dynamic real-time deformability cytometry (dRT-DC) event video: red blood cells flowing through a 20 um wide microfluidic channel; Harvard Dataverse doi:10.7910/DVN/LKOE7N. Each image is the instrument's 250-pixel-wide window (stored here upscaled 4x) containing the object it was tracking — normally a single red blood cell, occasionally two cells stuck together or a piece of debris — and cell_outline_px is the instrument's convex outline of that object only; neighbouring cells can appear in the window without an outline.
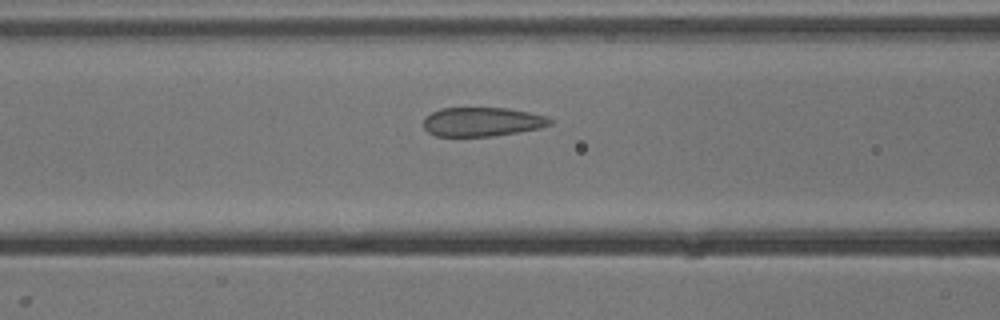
{"species": "common noctule bat (a hibernating species)", "species_latin": "Nyctalus noctula", "temperature_condition": "cold", "stored_images_in_passage": 12, "camera_frame_rate_fps": 3000, "um_per_image_px": 0.085, "animal": {"sex": "male", "body_mass_g": 13.3}, "frame": {"image": 1, "passage_image": 10, "time_ms": 3.0, "image_size_px": [1000, 320], "cell_outline_px": [[552, 124], [540, 128], [492, 136], [436, 136], [428, 132], [424, 128], [424, 116], [440, 108], [508, 108], [548, 116], [552, 120]], "centroid_in_image_um": [40.97, 10.35], "position_along_channel_um": 125.6, "area_um2": 21.44}}